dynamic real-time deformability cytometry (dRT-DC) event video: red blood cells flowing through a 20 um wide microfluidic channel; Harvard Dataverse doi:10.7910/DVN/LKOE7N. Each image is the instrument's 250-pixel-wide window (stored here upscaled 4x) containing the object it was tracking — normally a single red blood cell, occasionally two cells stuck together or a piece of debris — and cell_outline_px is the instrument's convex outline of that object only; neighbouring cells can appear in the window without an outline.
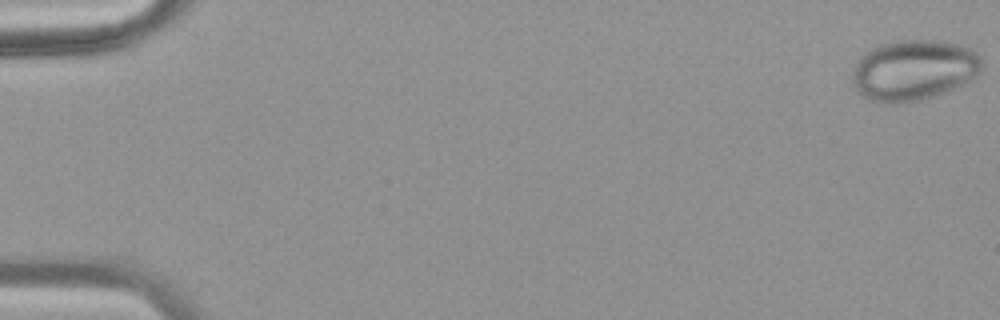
{"species": "common noctule bat (a hibernating species)", "species_latin": "Nyctalus noctula", "temperature_condition": "warm", "stored_images_in_passage": 13, "camera_frame_rate_fps": 3000, "um_per_image_px": 0.085, "animal": {"sex": "female", "body_mass_g": 18.4}, "frame": {"image": 1, "passage_image": 1, "time_ms": 0.0, "image_size_px": [1000, 320], "cell_outline_px": [[980, 72], [976, 76], [964, 84], [948, 92], [920, 100], [896, 104], [888, 104], [868, 100], [856, 92], [852, 84], [852, 76], [856, 64], [860, 56], [872, 48], [880, 44], [896, 40], [936, 40], [956, 44], [968, 48], [976, 52], [980, 56]], "centroid_in_image_um": [77.63, 5.98], "position_along_channel_um": 7.4, "area_um2": 46.12}}